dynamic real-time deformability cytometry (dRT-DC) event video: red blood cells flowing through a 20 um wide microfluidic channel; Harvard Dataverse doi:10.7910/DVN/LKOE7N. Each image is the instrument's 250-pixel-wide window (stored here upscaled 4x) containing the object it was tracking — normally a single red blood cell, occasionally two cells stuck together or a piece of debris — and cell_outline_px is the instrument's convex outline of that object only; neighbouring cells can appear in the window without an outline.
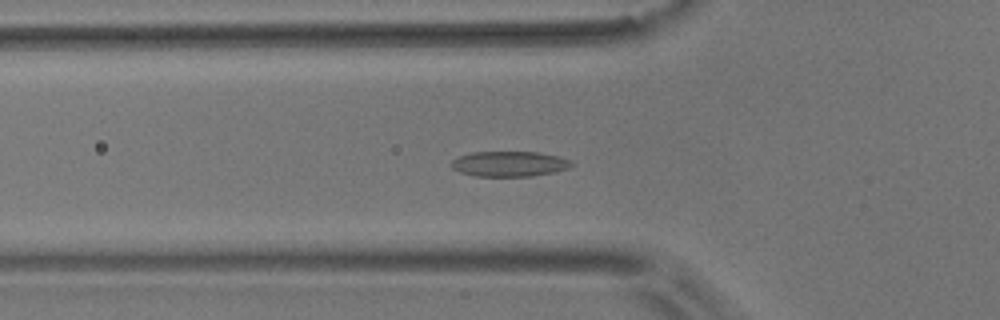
{"species": "common noctule bat (a hibernating species)", "species_latin": "Nyctalus noctula", "temperature_condition": "room temperature", "stored_images_in_passage": 45, "camera_frame_rate_fps": 3000, "um_per_image_px": 0.085, "animal": {"sex": "male", "body_mass_g": 17.9}, "frame": {"image": 1, "passage_image": 18, "time_ms": 5.667, "image_size_px": [1000, 320], "cell_outline_px": [[572, 164], [568, 168], [552, 172], [532, 176], [476, 176], [460, 172], [452, 168], [448, 164], [456, 156], [472, 152], [540, 152], [556, 156], [568, 160]], "centroid_in_image_um": [43.2, 13.92], "position_along_channel_um": 82.6, "area_um2": 17.63}}
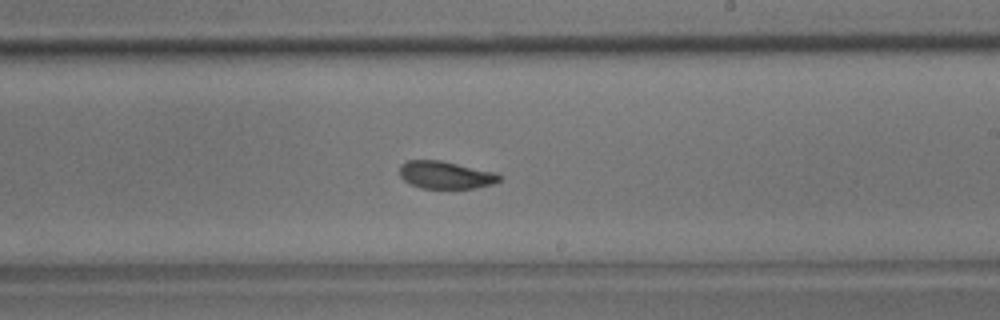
{"frame": {"image": 2, "passage_image": 32, "time_ms": 10.333, "image_size_px": [1000, 320], "cell_outline_px": [[504, 176], [500, 180], [492, 184], [476, 188], [420, 188], [404, 180], [400, 176], [400, 164], [408, 160], [440, 160], [496, 172]], "centroid_in_image_um": [37.9, 14.87], "position_along_channel_um": 251.1, "area_um2": 16.07}}
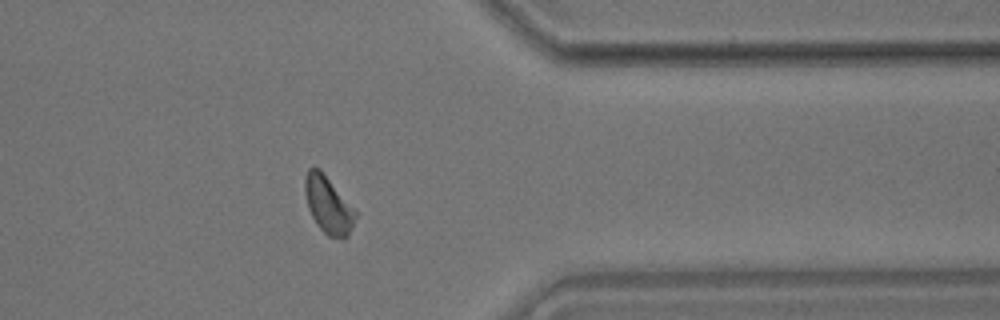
{"frame": {"image": 3, "passage_image": 44, "time_ms": 14.333, "image_size_px": [1000, 320], "cell_outline_px": [[356, 216], [348, 236], [344, 240], [328, 236], [316, 224], [308, 208], [304, 192], [304, 176], [308, 168], [320, 168], [356, 212]], "centroid_in_image_um": [27.87, 17.42], "position_along_channel_um": 383.5, "area_um2": 16.7}}